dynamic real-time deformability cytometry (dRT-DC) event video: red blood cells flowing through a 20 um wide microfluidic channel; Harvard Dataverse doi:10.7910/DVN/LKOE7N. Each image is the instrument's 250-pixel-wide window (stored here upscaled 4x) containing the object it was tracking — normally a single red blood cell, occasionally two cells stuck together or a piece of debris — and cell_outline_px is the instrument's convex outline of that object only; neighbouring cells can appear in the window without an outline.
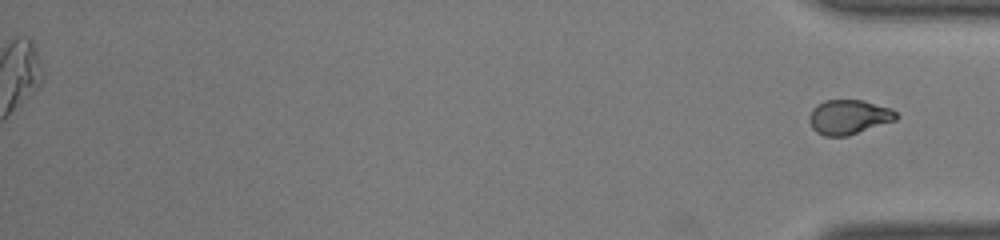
{"species": "common noctule bat (a hibernating species)", "species_latin": "Nyctalus noctula", "temperature_condition": "room temperature", "stored_images_in_passage": 38, "segment_of_instrument_passage": [2, 2], "camera_frame_rate_fps": 3000, "um_per_image_px": 0.085, "animal": {"sex": "male", "body_mass_g": 19.0, "forearm_length_mm": 50.8}, "frame": {"image": 1, "passage_image": 38, "time_ms": 12.333, "image_size_px": [1000, 240], "cell_outline_px": [[900, 116], [896, 120], [848, 136], [824, 136], [816, 132], [812, 128], [808, 120], [808, 116], [812, 108], [816, 104], [824, 100], [864, 100], [892, 108]], "centroid_in_image_um": [72.14, 9.94], "position_along_channel_um": 363.1, "area_um2": 17.86}}